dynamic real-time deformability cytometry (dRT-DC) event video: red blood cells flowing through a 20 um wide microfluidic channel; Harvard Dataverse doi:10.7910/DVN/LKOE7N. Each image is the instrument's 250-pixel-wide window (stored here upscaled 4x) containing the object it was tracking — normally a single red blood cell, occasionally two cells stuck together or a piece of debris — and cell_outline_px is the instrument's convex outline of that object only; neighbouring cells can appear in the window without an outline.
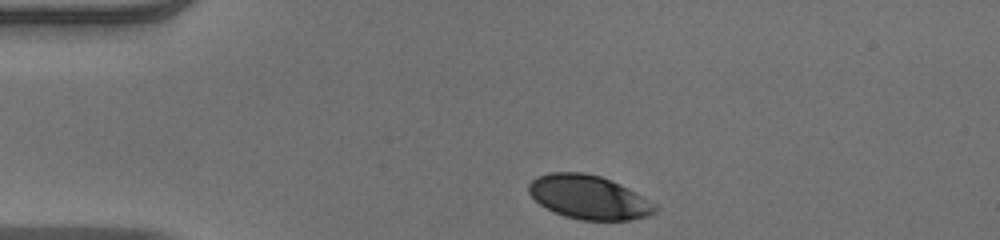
{"species": "human", "species_latin": "Homo sapiens", "temperature_condition": "warm", "stored_images_in_passage": 34, "camera_frame_rate_fps": 3000, "um_per_image_px": 0.085, "donor": {"sex": "male"}, "frame": {"image": 1, "passage_image": 1, "time_ms": 0.0, "image_size_px": [1000, 240], "cell_outline_px": [[660, 208], [656, 212], [648, 216], [632, 220], [580, 220], [564, 216], [540, 204], [528, 192], [528, 184], [536, 176], [552, 172], [584, 172], [600, 176], [620, 184], [628, 188], [656, 204]], "centroid_in_image_um": [50.07, 16.76], "position_along_channel_um": 34.9, "area_um2": 32.31}}
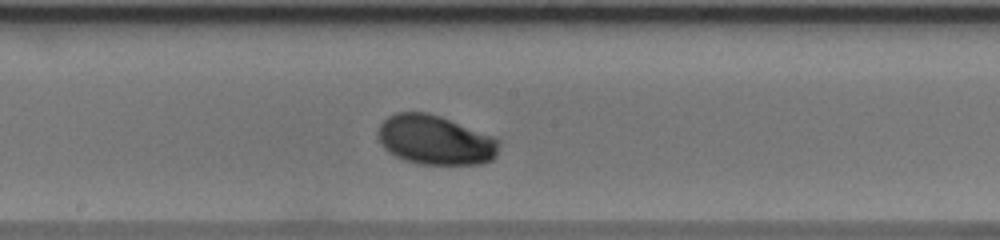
{"frame": {"image": 2, "passage_image": 18, "time_ms": 5.667, "image_size_px": [1000, 240], "cell_outline_px": [[500, 144], [496, 156], [492, 160], [484, 164], [420, 164], [396, 156], [388, 152], [380, 144], [376, 136], [376, 132], [380, 124], [388, 116], [396, 112], [428, 112], [440, 116], [492, 136], [500, 140]], "centroid_in_image_um": [36.97, 11.9], "position_along_channel_um": 211.2, "area_um2": 35.03}}
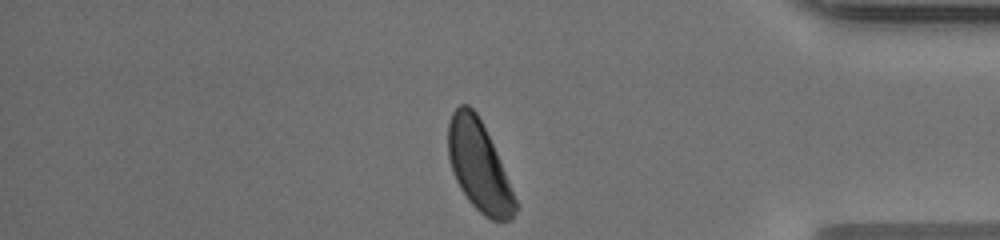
{"frame": {"image": 3, "passage_image": 34, "time_ms": 11.0, "image_size_px": [1000, 240], "cell_outline_px": [[520, 204], [512, 220], [492, 220], [484, 216], [468, 200], [460, 188], [452, 172], [448, 156], [448, 124], [452, 112], [460, 104], [468, 104], [476, 112], [496, 152]], "centroid_in_image_um": [40.73, 14.16], "position_along_channel_um": 394.5, "area_um2": 35.2}, "authors_computed_cell_mechanics": {"area_um2": 34.7956, "velocity_mm_per_s": 3.9198, "shape_relaxation_time_tau1_ms": 2.2697, "shape_relaxation_time_tau2_ms": null, "deformation_change_tau1": 0.1146, "deformation_change_tau2": null}}